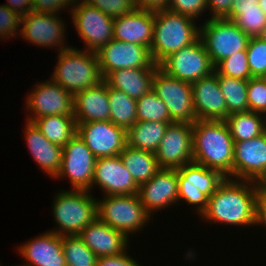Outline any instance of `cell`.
<instances>
[{
  "instance_id": "obj_10",
  "label": "cell",
  "mask_w": 266,
  "mask_h": 266,
  "mask_svg": "<svg viewBox=\"0 0 266 266\" xmlns=\"http://www.w3.org/2000/svg\"><path fill=\"white\" fill-rule=\"evenodd\" d=\"M70 9L74 28L86 47L83 50L97 53L113 39L114 18L81 0Z\"/></svg>"
},
{
  "instance_id": "obj_3",
  "label": "cell",
  "mask_w": 266,
  "mask_h": 266,
  "mask_svg": "<svg viewBox=\"0 0 266 266\" xmlns=\"http://www.w3.org/2000/svg\"><path fill=\"white\" fill-rule=\"evenodd\" d=\"M154 15L150 53L155 64L200 38V26L195 19L167 9L155 10Z\"/></svg>"
},
{
  "instance_id": "obj_26",
  "label": "cell",
  "mask_w": 266,
  "mask_h": 266,
  "mask_svg": "<svg viewBox=\"0 0 266 266\" xmlns=\"http://www.w3.org/2000/svg\"><path fill=\"white\" fill-rule=\"evenodd\" d=\"M74 118L76 123L110 120L108 84L105 81L74 95Z\"/></svg>"
},
{
  "instance_id": "obj_28",
  "label": "cell",
  "mask_w": 266,
  "mask_h": 266,
  "mask_svg": "<svg viewBox=\"0 0 266 266\" xmlns=\"http://www.w3.org/2000/svg\"><path fill=\"white\" fill-rule=\"evenodd\" d=\"M170 123L137 121L126 130V145L155 153Z\"/></svg>"
},
{
  "instance_id": "obj_16",
  "label": "cell",
  "mask_w": 266,
  "mask_h": 266,
  "mask_svg": "<svg viewBox=\"0 0 266 266\" xmlns=\"http://www.w3.org/2000/svg\"><path fill=\"white\" fill-rule=\"evenodd\" d=\"M100 71L105 78L110 72L119 69L157 68L150 49L132 42L110 40L97 52Z\"/></svg>"
},
{
  "instance_id": "obj_24",
  "label": "cell",
  "mask_w": 266,
  "mask_h": 266,
  "mask_svg": "<svg viewBox=\"0 0 266 266\" xmlns=\"http://www.w3.org/2000/svg\"><path fill=\"white\" fill-rule=\"evenodd\" d=\"M98 258L117 256L128 250L129 239L98 218L78 235Z\"/></svg>"
},
{
  "instance_id": "obj_22",
  "label": "cell",
  "mask_w": 266,
  "mask_h": 266,
  "mask_svg": "<svg viewBox=\"0 0 266 266\" xmlns=\"http://www.w3.org/2000/svg\"><path fill=\"white\" fill-rule=\"evenodd\" d=\"M26 266H67L62 249V236L46 231L17 247Z\"/></svg>"
},
{
  "instance_id": "obj_38",
  "label": "cell",
  "mask_w": 266,
  "mask_h": 266,
  "mask_svg": "<svg viewBox=\"0 0 266 266\" xmlns=\"http://www.w3.org/2000/svg\"><path fill=\"white\" fill-rule=\"evenodd\" d=\"M252 77H266V43L259 37H250L246 49Z\"/></svg>"
},
{
  "instance_id": "obj_49",
  "label": "cell",
  "mask_w": 266,
  "mask_h": 266,
  "mask_svg": "<svg viewBox=\"0 0 266 266\" xmlns=\"http://www.w3.org/2000/svg\"><path fill=\"white\" fill-rule=\"evenodd\" d=\"M259 0H234L232 8H257Z\"/></svg>"
},
{
  "instance_id": "obj_45",
  "label": "cell",
  "mask_w": 266,
  "mask_h": 266,
  "mask_svg": "<svg viewBox=\"0 0 266 266\" xmlns=\"http://www.w3.org/2000/svg\"><path fill=\"white\" fill-rule=\"evenodd\" d=\"M96 266H142L126 251L117 256L98 258Z\"/></svg>"
},
{
  "instance_id": "obj_30",
  "label": "cell",
  "mask_w": 266,
  "mask_h": 266,
  "mask_svg": "<svg viewBox=\"0 0 266 266\" xmlns=\"http://www.w3.org/2000/svg\"><path fill=\"white\" fill-rule=\"evenodd\" d=\"M32 123L46 139L61 147H64L77 134L74 116H45L33 120Z\"/></svg>"
},
{
  "instance_id": "obj_29",
  "label": "cell",
  "mask_w": 266,
  "mask_h": 266,
  "mask_svg": "<svg viewBox=\"0 0 266 266\" xmlns=\"http://www.w3.org/2000/svg\"><path fill=\"white\" fill-rule=\"evenodd\" d=\"M119 156L138 185L149 181L161 169L153 152L126 145Z\"/></svg>"
},
{
  "instance_id": "obj_4",
  "label": "cell",
  "mask_w": 266,
  "mask_h": 266,
  "mask_svg": "<svg viewBox=\"0 0 266 266\" xmlns=\"http://www.w3.org/2000/svg\"><path fill=\"white\" fill-rule=\"evenodd\" d=\"M57 62L50 79L72 95L104 81L97 53L71 46L58 52Z\"/></svg>"
},
{
  "instance_id": "obj_15",
  "label": "cell",
  "mask_w": 266,
  "mask_h": 266,
  "mask_svg": "<svg viewBox=\"0 0 266 266\" xmlns=\"http://www.w3.org/2000/svg\"><path fill=\"white\" fill-rule=\"evenodd\" d=\"M58 16L60 15L57 13L30 12L21 17L20 35L36 46L45 48L58 46V52L69 49L71 45L65 44L66 24L61 16Z\"/></svg>"
},
{
  "instance_id": "obj_41",
  "label": "cell",
  "mask_w": 266,
  "mask_h": 266,
  "mask_svg": "<svg viewBox=\"0 0 266 266\" xmlns=\"http://www.w3.org/2000/svg\"><path fill=\"white\" fill-rule=\"evenodd\" d=\"M166 9L195 20L208 11L207 0H169Z\"/></svg>"
},
{
  "instance_id": "obj_6",
  "label": "cell",
  "mask_w": 266,
  "mask_h": 266,
  "mask_svg": "<svg viewBox=\"0 0 266 266\" xmlns=\"http://www.w3.org/2000/svg\"><path fill=\"white\" fill-rule=\"evenodd\" d=\"M97 212L101 222L122 232L128 239L153 220V216L143 207L138 194L108 195L101 200L97 198Z\"/></svg>"
},
{
  "instance_id": "obj_27",
  "label": "cell",
  "mask_w": 266,
  "mask_h": 266,
  "mask_svg": "<svg viewBox=\"0 0 266 266\" xmlns=\"http://www.w3.org/2000/svg\"><path fill=\"white\" fill-rule=\"evenodd\" d=\"M155 70L156 68L119 69L110 72L104 81L110 87L138 100L152 90Z\"/></svg>"
},
{
  "instance_id": "obj_35",
  "label": "cell",
  "mask_w": 266,
  "mask_h": 266,
  "mask_svg": "<svg viewBox=\"0 0 266 266\" xmlns=\"http://www.w3.org/2000/svg\"><path fill=\"white\" fill-rule=\"evenodd\" d=\"M227 19L232 20L249 37H258L266 26V15L257 8H232Z\"/></svg>"
},
{
  "instance_id": "obj_34",
  "label": "cell",
  "mask_w": 266,
  "mask_h": 266,
  "mask_svg": "<svg viewBox=\"0 0 266 266\" xmlns=\"http://www.w3.org/2000/svg\"><path fill=\"white\" fill-rule=\"evenodd\" d=\"M62 249L67 266H96L98 257L78 235L62 236Z\"/></svg>"
},
{
  "instance_id": "obj_42",
  "label": "cell",
  "mask_w": 266,
  "mask_h": 266,
  "mask_svg": "<svg viewBox=\"0 0 266 266\" xmlns=\"http://www.w3.org/2000/svg\"><path fill=\"white\" fill-rule=\"evenodd\" d=\"M20 25L21 16L9 9L5 3L0 5V38L5 41V39L7 40L11 37H16L15 35H20Z\"/></svg>"
},
{
  "instance_id": "obj_11",
  "label": "cell",
  "mask_w": 266,
  "mask_h": 266,
  "mask_svg": "<svg viewBox=\"0 0 266 266\" xmlns=\"http://www.w3.org/2000/svg\"><path fill=\"white\" fill-rule=\"evenodd\" d=\"M159 67L170 76L189 83L210 75L215 69L201 38L170 54Z\"/></svg>"
},
{
  "instance_id": "obj_31",
  "label": "cell",
  "mask_w": 266,
  "mask_h": 266,
  "mask_svg": "<svg viewBox=\"0 0 266 266\" xmlns=\"http://www.w3.org/2000/svg\"><path fill=\"white\" fill-rule=\"evenodd\" d=\"M233 141L250 140L266 132V116L248 111L230 114L224 120Z\"/></svg>"
},
{
  "instance_id": "obj_8",
  "label": "cell",
  "mask_w": 266,
  "mask_h": 266,
  "mask_svg": "<svg viewBox=\"0 0 266 266\" xmlns=\"http://www.w3.org/2000/svg\"><path fill=\"white\" fill-rule=\"evenodd\" d=\"M178 171L179 201L195 206L199 216L205 211L209 197L224 181L220 172L191 162Z\"/></svg>"
},
{
  "instance_id": "obj_13",
  "label": "cell",
  "mask_w": 266,
  "mask_h": 266,
  "mask_svg": "<svg viewBox=\"0 0 266 266\" xmlns=\"http://www.w3.org/2000/svg\"><path fill=\"white\" fill-rule=\"evenodd\" d=\"M96 156L76 134L64 147L61 169L54 179L65 177L71 188L89 190L92 186Z\"/></svg>"
},
{
  "instance_id": "obj_14",
  "label": "cell",
  "mask_w": 266,
  "mask_h": 266,
  "mask_svg": "<svg viewBox=\"0 0 266 266\" xmlns=\"http://www.w3.org/2000/svg\"><path fill=\"white\" fill-rule=\"evenodd\" d=\"M155 156L160 168L166 169H178L193 162V125L170 123Z\"/></svg>"
},
{
  "instance_id": "obj_20",
  "label": "cell",
  "mask_w": 266,
  "mask_h": 266,
  "mask_svg": "<svg viewBox=\"0 0 266 266\" xmlns=\"http://www.w3.org/2000/svg\"><path fill=\"white\" fill-rule=\"evenodd\" d=\"M96 185L104 196L133 195L138 194L139 189V185L134 181L119 155L96 160L89 191Z\"/></svg>"
},
{
  "instance_id": "obj_36",
  "label": "cell",
  "mask_w": 266,
  "mask_h": 266,
  "mask_svg": "<svg viewBox=\"0 0 266 266\" xmlns=\"http://www.w3.org/2000/svg\"><path fill=\"white\" fill-rule=\"evenodd\" d=\"M137 121L173 122L166 104L153 90L137 100Z\"/></svg>"
},
{
  "instance_id": "obj_5",
  "label": "cell",
  "mask_w": 266,
  "mask_h": 266,
  "mask_svg": "<svg viewBox=\"0 0 266 266\" xmlns=\"http://www.w3.org/2000/svg\"><path fill=\"white\" fill-rule=\"evenodd\" d=\"M92 191L71 189L56 193L52 204V216L58 225L52 233L60 236L79 235L98 218L97 199Z\"/></svg>"
},
{
  "instance_id": "obj_19",
  "label": "cell",
  "mask_w": 266,
  "mask_h": 266,
  "mask_svg": "<svg viewBox=\"0 0 266 266\" xmlns=\"http://www.w3.org/2000/svg\"><path fill=\"white\" fill-rule=\"evenodd\" d=\"M266 175V132L234 141L233 179L259 182Z\"/></svg>"
},
{
  "instance_id": "obj_2",
  "label": "cell",
  "mask_w": 266,
  "mask_h": 266,
  "mask_svg": "<svg viewBox=\"0 0 266 266\" xmlns=\"http://www.w3.org/2000/svg\"><path fill=\"white\" fill-rule=\"evenodd\" d=\"M193 125V162L233 179L234 141L224 120H197Z\"/></svg>"
},
{
  "instance_id": "obj_37",
  "label": "cell",
  "mask_w": 266,
  "mask_h": 266,
  "mask_svg": "<svg viewBox=\"0 0 266 266\" xmlns=\"http://www.w3.org/2000/svg\"><path fill=\"white\" fill-rule=\"evenodd\" d=\"M214 71L217 74L241 80L252 78L246 50L239 51L223 59L215 66Z\"/></svg>"
},
{
  "instance_id": "obj_50",
  "label": "cell",
  "mask_w": 266,
  "mask_h": 266,
  "mask_svg": "<svg viewBox=\"0 0 266 266\" xmlns=\"http://www.w3.org/2000/svg\"><path fill=\"white\" fill-rule=\"evenodd\" d=\"M260 192L266 196V175L258 182Z\"/></svg>"
},
{
  "instance_id": "obj_23",
  "label": "cell",
  "mask_w": 266,
  "mask_h": 266,
  "mask_svg": "<svg viewBox=\"0 0 266 266\" xmlns=\"http://www.w3.org/2000/svg\"><path fill=\"white\" fill-rule=\"evenodd\" d=\"M154 10L134 8L114 18L113 39L132 42L150 49L153 39Z\"/></svg>"
},
{
  "instance_id": "obj_44",
  "label": "cell",
  "mask_w": 266,
  "mask_h": 266,
  "mask_svg": "<svg viewBox=\"0 0 266 266\" xmlns=\"http://www.w3.org/2000/svg\"><path fill=\"white\" fill-rule=\"evenodd\" d=\"M234 0H207V10H210V19L227 18L233 7Z\"/></svg>"
},
{
  "instance_id": "obj_18",
  "label": "cell",
  "mask_w": 266,
  "mask_h": 266,
  "mask_svg": "<svg viewBox=\"0 0 266 266\" xmlns=\"http://www.w3.org/2000/svg\"><path fill=\"white\" fill-rule=\"evenodd\" d=\"M138 196L143 207L152 216L178 204L179 185L177 169L161 168L149 181L141 183ZM153 213V214H152Z\"/></svg>"
},
{
  "instance_id": "obj_33",
  "label": "cell",
  "mask_w": 266,
  "mask_h": 266,
  "mask_svg": "<svg viewBox=\"0 0 266 266\" xmlns=\"http://www.w3.org/2000/svg\"><path fill=\"white\" fill-rule=\"evenodd\" d=\"M218 83L227 105V117L233 113L248 112V80L218 74Z\"/></svg>"
},
{
  "instance_id": "obj_51",
  "label": "cell",
  "mask_w": 266,
  "mask_h": 266,
  "mask_svg": "<svg viewBox=\"0 0 266 266\" xmlns=\"http://www.w3.org/2000/svg\"><path fill=\"white\" fill-rule=\"evenodd\" d=\"M258 5L260 6L261 10L266 15V0H259Z\"/></svg>"
},
{
  "instance_id": "obj_17",
  "label": "cell",
  "mask_w": 266,
  "mask_h": 266,
  "mask_svg": "<svg viewBox=\"0 0 266 266\" xmlns=\"http://www.w3.org/2000/svg\"><path fill=\"white\" fill-rule=\"evenodd\" d=\"M77 134L97 159L117 156L126 146V130L110 120L77 123Z\"/></svg>"
},
{
  "instance_id": "obj_48",
  "label": "cell",
  "mask_w": 266,
  "mask_h": 266,
  "mask_svg": "<svg viewBox=\"0 0 266 266\" xmlns=\"http://www.w3.org/2000/svg\"><path fill=\"white\" fill-rule=\"evenodd\" d=\"M135 8L145 10H159L166 9L169 0H134Z\"/></svg>"
},
{
  "instance_id": "obj_7",
  "label": "cell",
  "mask_w": 266,
  "mask_h": 266,
  "mask_svg": "<svg viewBox=\"0 0 266 266\" xmlns=\"http://www.w3.org/2000/svg\"><path fill=\"white\" fill-rule=\"evenodd\" d=\"M200 38L214 67L223 59L246 50L250 40L248 35L227 18L205 20L200 26Z\"/></svg>"
},
{
  "instance_id": "obj_32",
  "label": "cell",
  "mask_w": 266,
  "mask_h": 266,
  "mask_svg": "<svg viewBox=\"0 0 266 266\" xmlns=\"http://www.w3.org/2000/svg\"><path fill=\"white\" fill-rule=\"evenodd\" d=\"M110 121L127 130L137 122V100L108 85Z\"/></svg>"
},
{
  "instance_id": "obj_47",
  "label": "cell",
  "mask_w": 266,
  "mask_h": 266,
  "mask_svg": "<svg viewBox=\"0 0 266 266\" xmlns=\"http://www.w3.org/2000/svg\"><path fill=\"white\" fill-rule=\"evenodd\" d=\"M5 4L9 9L15 11L19 16H25L33 12L32 0H7Z\"/></svg>"
},
{
  "instance_id": "obj_39",
  "label": "cell",
  "mask_w": 266,
  "mask_h": 266,
  "mask_svg": "<svg viewBox=\"0 0 266 266\" xmlns=\"http://www.w3.org/2000/svg\"><path fill=\"white\" fill-rule=\"evenodd\" d=\"M247 98L249 111L266 116V77H252L248 80Z\"/></svg>"
},
{
  "instance_id": "obj_40",
  "label": "cell",
  "mask_w": 266,
  "mask_h": 266,
  "mask_svg": "<svg viewBox=\"0 0 266 266\" xmlns=\"http://www.w3.org/2000/svg\"><path fill=\"white\" fill-rule=\"evenodd\" d=\"M89 6L95 7L104 14L117 18L131 12L134 8L133 0H81Z\"/></svg>"
},
{
  "instance_id": "obj_25",
  "label": "cell",
  "mask_w": 266,
  "mask_h": 266,
  "mask_svg": "<svg viewBox=\"0 0 266 266\" xmlns=\"http://www.w3.org/2000/svg\"><path fill=\"white\" fill-rule=\"evenodd\" d=\"M24 138L29 154L45 174L54 179L61 169L63 147L51 143L32 123L26 121Z\"/></svg>"
},
{
  "instance_id": "obj_9",
  "label": "cell",
  "mask_w": 266,
  "mask_h": 266,
  "mask_svg": "<svg viewBox=\"0 0 266 266\" xmlns=\"http://www.w3.org/2000/svg\"><path fill=\"white\" fill-rule=\"evenodd\" d=\"M152 90L166 104L173 122L193 124L197 121L191 83L170 76L158 66Z\"/></svg>"
},
{
  "instance_id": "obj_12",
  "label": "cell",
  "mask_w": 266,
  "mask_h": 266,
  "mask_svg": "<svg viewBox=\"0 0 266 266\" xmlns=\"http://www.w3.org/2000/svg\"><path fill=\"white\" fill-rule=\"evenodd\" d=\"M37 82L27 95L25 108L30 113L28 122L45 116H74V95L51 79Z\"/></svg>"
},
{
  "instance_id": "obj_21",
  "label": "cell",
  "mask_w": 266,
  "mask_h": 266,
  "mask_svg": "<svg viewBox=\"0 0 266 266\" xmlns=\"http://www.w3.org/2000/svg\"><path fill=\"white\" fill-rule=\"evenodd\" d=\"M193 107L197 120H225L227 105L214 71L192 82Z\"/></svg>"
},
{
  "instance_id": "obj_1",
  "label": "cell",
  "mask_w": 266,
  "mask_h": 266,
  "mask_svg": "<svg viewBox=\"0 0 266 266\" xmlns=\"http://www.w3.org/2000/svg\"><path fill=\"white\" fill-rule=\"evenodd\" d=\"M259 191L257 182L225 178L209 197L200 218L211 224L253 226Z\"/></svg>"
},
{
  "instance_id": "obj_52",
  "label": "cell",
  "mask_w": 266,
  "mask_h": 266,
  "mask_svg": "<svg viewBox=\"0 0 266 266\" xmlns=\"http://www.w3.org/2000/svg\"><path fill=\"white\" fill-rule=\"evenodd\" d=\"M258 37L266 43V26L262 29Z\"/></svg>"
},
{
  "instance_id": "obj_46",
  "label": "cell",
  "mask_w": 266,
  "mask_h": 266,
  "mask_svg": "<svg viewBox=\"0 0 266 266\" xmlns=\"http://www.w3.org/2000/svg\"><path fill=\"white\" fill-rule=\"evenodd\" d=\"M262 224V225H261ZM266 227V196L260 191L255 203V223L254 226Z\"/></svg>"
},
{
  "instance_id": "obj_53",
  "label": "cell",
  "mask_w": 266,
  "mask_h": 266,
  "mask_svg": "<svg viewBox=\"0 0 266 266\" xmlns=\"http://www.w3.org/2000/svg\"><path fill=\"white\" fill-rule=\"evenodd\" d=\"M0 266H1V265H0ZM13 266H14V265H13ZM15 266H26V265L23 263V265H22V264H21V265L18 264V265H15Z\"/></svg>"
},
{
  "instance_id": "obj_43",
  "label": "cell",
  "mask_w": 266,
  "mask_h": 266,
  "mask_svg": "<svg viewBox=\"0 0 266 266\" xmlns=\"http://www.w3.org/2000/svg\"><path fill=\"white\" fill-rule=\"evenodd\" d=\"M79 0H32L34 12L60 13V11L72 8Z\"/></svg>"
}]
</instances>
